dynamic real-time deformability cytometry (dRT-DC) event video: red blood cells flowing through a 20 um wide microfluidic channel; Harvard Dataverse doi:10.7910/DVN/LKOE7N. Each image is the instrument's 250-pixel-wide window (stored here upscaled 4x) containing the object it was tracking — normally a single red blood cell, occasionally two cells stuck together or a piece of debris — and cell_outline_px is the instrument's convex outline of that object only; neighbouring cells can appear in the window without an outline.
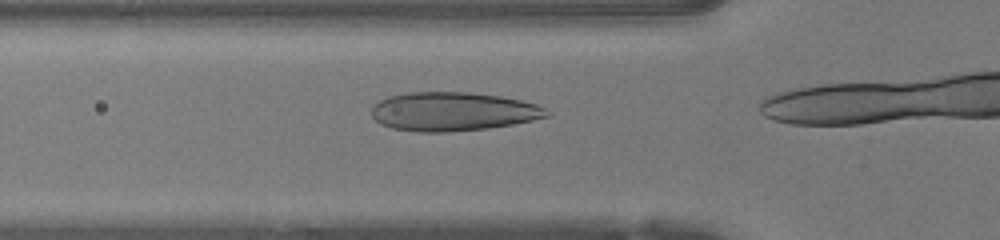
{"species": "human", "species_latin": "Homo sapiens", "temperature_condition": "warm", "stored_images_in_passage": 14, "camera_frame_rate_fps": 3000, "um_per_image_px": 0.085, "donor": {"sex": "female"}, "frame": {"image": 1, "passage_image": 10, "time_ms": 3.0, "image_size_px": [1000, 240], "cell_outline_px": [[552, 112], [548, 116], [532, 120], [512, 124], [488, 128], [448, 132], [416, 132], [392, 128], [380, 124], [372, 116], [372, 108], [380, 100], [388, 96], [408, 92], [468, 92], [500, 96], [520, 100], [536, 104]], "centroid_in_image_um": [38.49, 9.48], "position_along_channel_um": 87.3, "area_um2": 39.59}}